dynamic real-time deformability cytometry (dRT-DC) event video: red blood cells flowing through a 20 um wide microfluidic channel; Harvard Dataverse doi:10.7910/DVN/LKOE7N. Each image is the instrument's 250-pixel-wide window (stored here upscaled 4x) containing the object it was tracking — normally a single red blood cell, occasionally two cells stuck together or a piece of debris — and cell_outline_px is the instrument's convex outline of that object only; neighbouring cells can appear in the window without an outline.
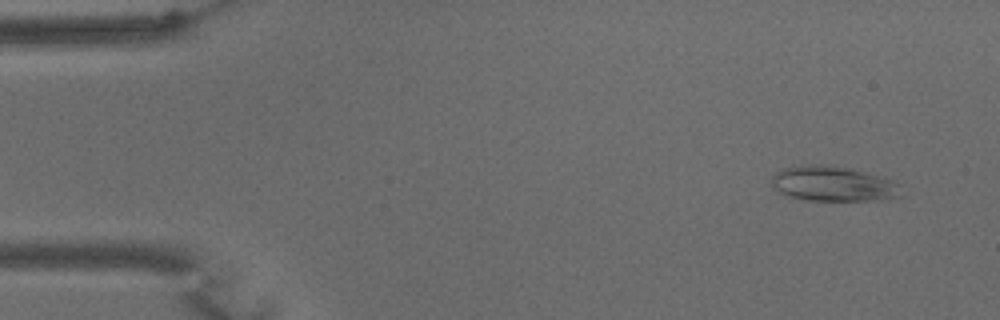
{"species": "common noctule bat (a hibernating species)", "species_latin": "Nyctalus noctula", "temperature_condition": "warm", "stored_images_in_passage": 59, "camera_frame_rate_fps": 3000, "um_per_image_px": 0.085, "animal": {"sex": "male", "body_mass_g": 15.6}, "frame": {"image": 1, "passage_image": 4, "time_ms": 1.0, "image_size_px": [1000, 320], "cell_outline_px": [[900, 196], [876, 200], [812, 200], [788, 196], [772, 188], [772, 176], [776, 172], [784, 168], [812, 164], [820, 164], [852, 168], [892, 180], [900, 184]], "centroid_in_image_um": [70.81, 15.61], "position_along_channel_um": 14.2, "area_um2": 26.24}}
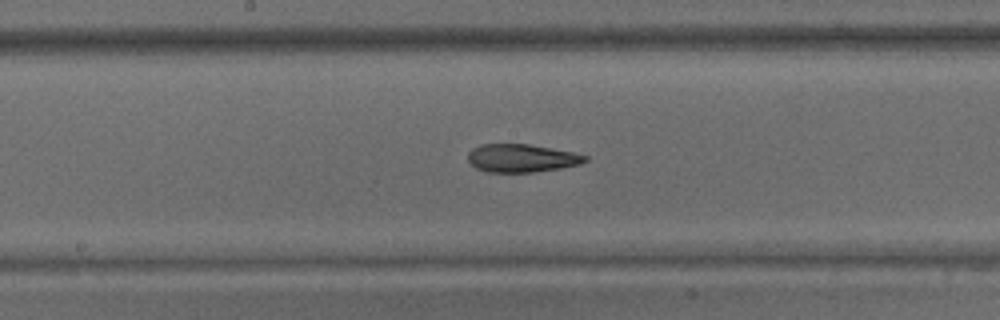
{"frame": {"image": 2, "passage_image": 30, "time_ms": 9.667, "image_size_px": [1000, 320], "cell_outline_px": [[588, 160], [580, 164], [560, 168], [532, 172], [488, 172], [476, 168], [468, 160], [468, 152], [472, 148], [480, 144], [528, 144], [552, 148], [572, 152], [588, 156]], "centroid_in_image_um": [44.32, 13.43], "position_along_channel_um": 203.9, "area_um2": 19.13}}
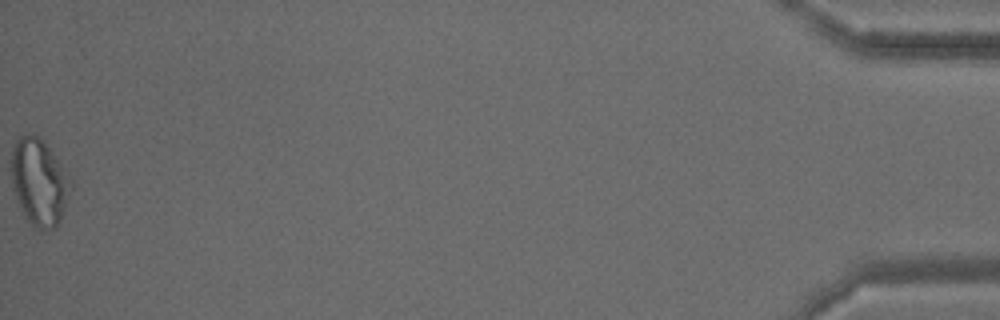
{"frame": {"image": 3, "passage_image": 59, "time_ms": 19.333, "image_size_px": [1000, 320], "cell_outline_px": [[72, 188], [60, 220], [56, 228], [32, 228], [24, 216], [12, 180], [12, 152], [16, 140], [20, 136], [32, 132], [44, 140], [72, 180]], "centroid_in_image_um": [3.36, 15.46], "position_along_channel_um": 431.8, "area_um2": 29.71}, "authors_computed_cell_mechanics": {"area_um2": 22.4264, "velocity_mm_per_s": 3.4063, "shape_relaxation_time_tau1_ms": 10.9797, "shape_relaxation_time_tau2_ms": 3.8268, "deformation_change_tau1": 0.2511, "deformation_change_tau2": 0.1242}}